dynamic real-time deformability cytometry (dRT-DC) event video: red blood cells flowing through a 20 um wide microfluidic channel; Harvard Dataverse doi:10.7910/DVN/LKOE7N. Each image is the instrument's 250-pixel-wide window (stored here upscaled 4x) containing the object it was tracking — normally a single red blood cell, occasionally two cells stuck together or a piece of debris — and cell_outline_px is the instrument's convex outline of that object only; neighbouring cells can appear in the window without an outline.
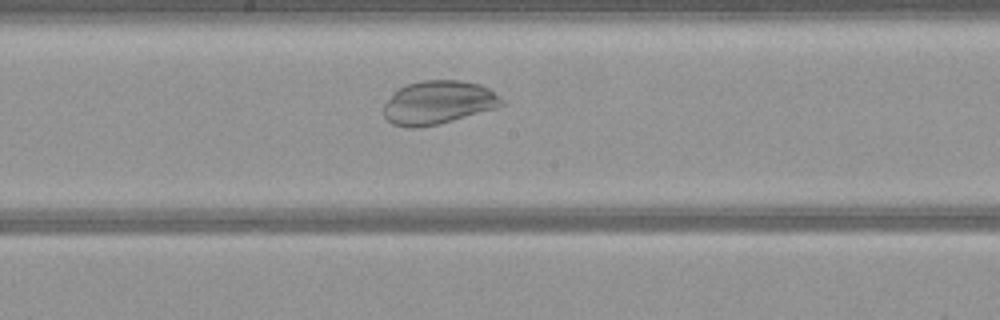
{"species": "common noctule bat (a hibernating species)", "species_latin": "Nyctalus noctula", "temperature_condition": "warm", "stored_images_in_passage": 47, "camera_frame_rate_fps": 3000, "um_per_image_px": 0.085, "animal": {"sex": "female", "body_mass_g": 21.9}, "frame": {"image": 1, "passage_image": 22, "time_ms": 7.0, "image_size_px": [1000, 320], "cell_outline_px": [[504, 104], [496, 108], [440, 124], [412, 128], [408, 128], [392, 124], [384, 116], [384, 104], [400, 88], [408, 84], [420, 80], [460, 80], [480, 84], [488, 88], [504, 100]], "centroid_in_image_um": [37.27, 8.72], "position_along_channel_um": 210.9, "area_um2": 29.77}}
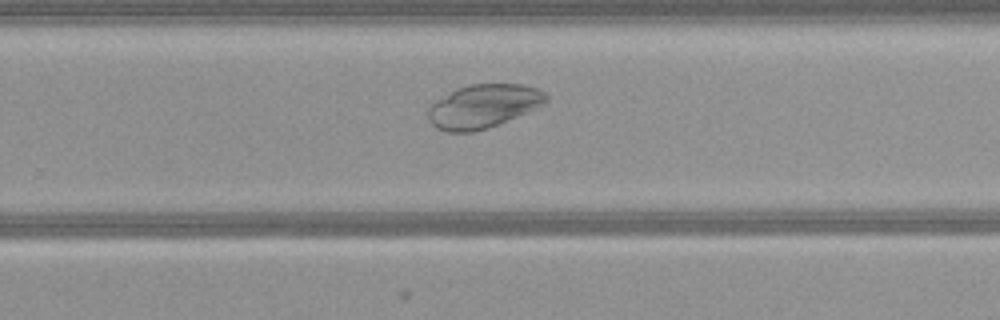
{"frame": {"image": 2, "passage_image": 28, "time_ms": 9.0, "image_size_px": [1000, 320], "cell_outline_px": [[548, 100], [540, 108], [488, 128], [472, 132], [448, 132], [436, 128], [428, 120], [428, 108], [436, 100], [456, 88], [468, 84], [524, 84], [540, 88], [548, 96]], "centroid_in_image_um": [41.12, 9.02], "position_along_channel_um": 288.7, "area_um2": 30.4}}
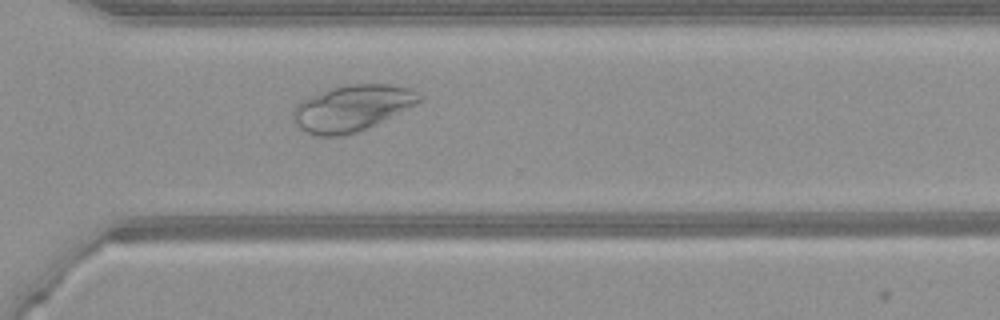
{"frame": {"image": 3, "passage_image": 32, "time_ms": 10.333, "image_size_px": [1000, 320], "cell_outline_px": [[424, 96], [420, 100], [356, 132], [344, 136], [316, 136], [304, 132], [292, 120], [292, 108], [300, 100], [308, 96], [328, 88], [352, 84], [388, 84], [408, 88]], "centroid_in_image_um": [29.77, 9.18], "position_along_channel_um": 340.8, "area_um2": 33.35}}